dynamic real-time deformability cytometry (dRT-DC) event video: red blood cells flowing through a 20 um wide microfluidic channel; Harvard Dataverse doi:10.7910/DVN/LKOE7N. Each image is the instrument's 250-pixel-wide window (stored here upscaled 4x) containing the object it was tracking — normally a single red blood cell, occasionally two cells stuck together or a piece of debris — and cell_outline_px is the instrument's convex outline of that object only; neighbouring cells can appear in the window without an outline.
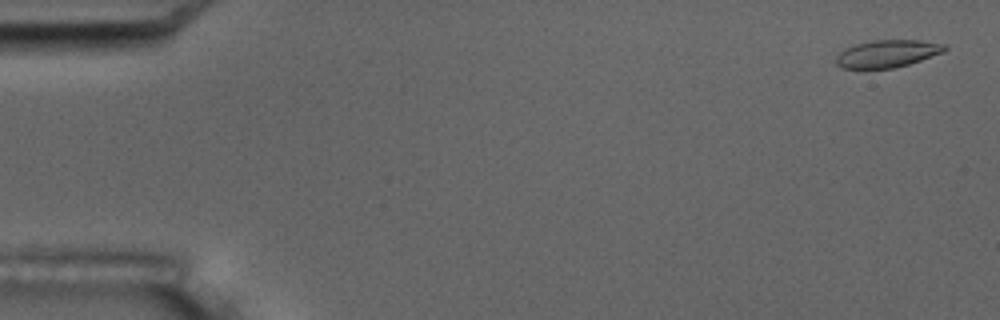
{"species": "common noctule bat (a hibernating species)", "species_latin": "Nyctalus noctula", "temperature_condition": "room temperature", "stored_images_in_passage": 6, "camera_frame_rate_fps": 3000, "um_per_image_px": 0.085, "animal": {"sex": "male", "body_mass_g": 17.5, "forearm_length_mm": 52.3}, "frame": {"image": 1, "passage_image": 1, "time_ms": 0.0, "image_size_px": [1000, 320], "cell_outline_px": [[948, 48], [944, 52], [908, 64], [892, 68], [840, 68], [836, 64], [836, 56], [844, 48], [856, 44], [872, 40], [920, 40], [948, 44]], "centroid_in_image_um": [75.44, 4.55], "position_along_channel_um": 9.6, "area_um2": 17.4}}
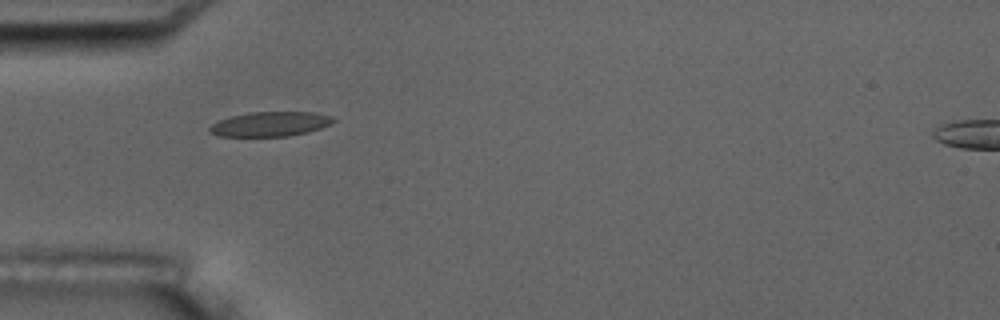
{"frame": {"image": 2, "passage_image": 5, "time_ms": 5.333, "image_size_px": [1000, 320], "cell_outline_px": [[336, 120], [332, 124], [308, 132], [288, 136], [220, 136], [208, 132], [208, 128], [212, 124], [220, 120], [232, 116], [248, 112], [316, 112], [332, 116]], "centroid_in_image_um": [23.0, 10.54], "position_along_channel_um": 62.0, "area_um2": 17.8}}